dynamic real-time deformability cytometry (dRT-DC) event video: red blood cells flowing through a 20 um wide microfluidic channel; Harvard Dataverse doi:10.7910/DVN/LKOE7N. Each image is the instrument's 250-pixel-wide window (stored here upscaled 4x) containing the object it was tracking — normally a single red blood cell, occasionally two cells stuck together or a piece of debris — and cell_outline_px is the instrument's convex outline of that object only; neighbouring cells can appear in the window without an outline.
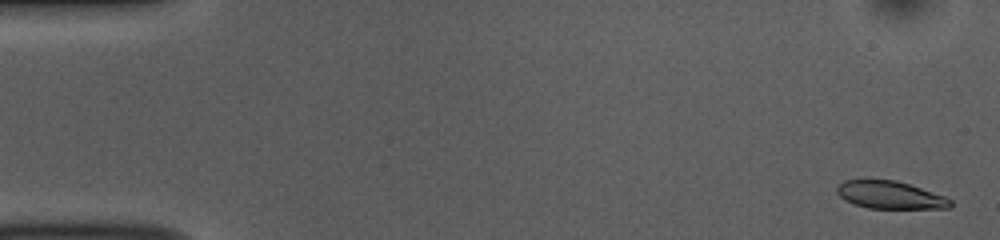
{"species": "common noctule bat (a hibernating species)", "species_latin": "Nyctalus noctula", "temperature_condition": "room temperature", "stored_images_in_passage": 53, "camera_frame_rate_fps": 3000, "um_per_image_px": 0.085, "animal": {"sex": "female", "body_mass_g": 10.0, "forearm_length_mm": 53.1}, "frame": {"image": 1, "passage_image": 2, "time_ms": 0.333, "image_size_px": [1000, 240], "cell_outline_px": [[952, 208], [868, 208], [844, 200], [836, 192], [836, 188], [844, 180], [896, 180], [944, 196], [952, 200]], "centroid_in_image_um": [75.66, 16.58], "position_along_channel_um": 9.3, "area_um2": 18.03}}
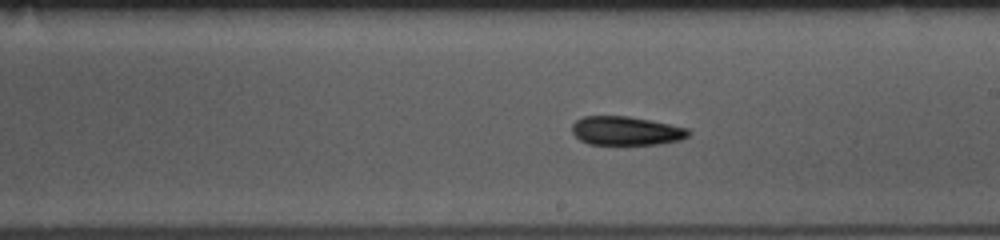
{"frame": {"image": 2, "passage_image": 30, "time_ms": 9.667, "image_size_px": [1000, 240], "cell_outline_px": [[692, 132], [688, 136], [680, 140], [660, 144], [588, 144], [580, 140], [572, 132], [572, 124], [576, 120], [584, 116], [628, 116], [652, 120], [688, 128]], "centroid_in_image_um": [53.24, 11.11], "position_along_channel_um": 235.8, "area_um2": 19.65}}
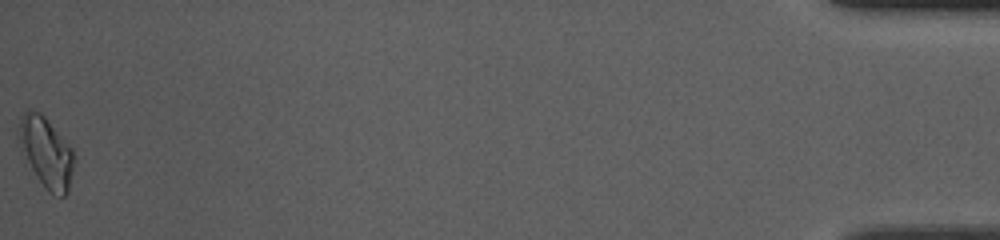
{"frame": {"image": 3, "passage_image": 53, "time_ms": 17.333, "image_size_px": [1000, 240], "cell_outline_px": [[76, 156], [68, 192], [64, 196], [52, 196], [44, 188], [32, 168], [16, 136], [20, 116], [28, 108], [40, 112], [44, 116], [72, 148]], "centroid_in_image_um": [3.94, 12.94], "position_along_channel_um": 431.3, "area_um2": 22.72}}